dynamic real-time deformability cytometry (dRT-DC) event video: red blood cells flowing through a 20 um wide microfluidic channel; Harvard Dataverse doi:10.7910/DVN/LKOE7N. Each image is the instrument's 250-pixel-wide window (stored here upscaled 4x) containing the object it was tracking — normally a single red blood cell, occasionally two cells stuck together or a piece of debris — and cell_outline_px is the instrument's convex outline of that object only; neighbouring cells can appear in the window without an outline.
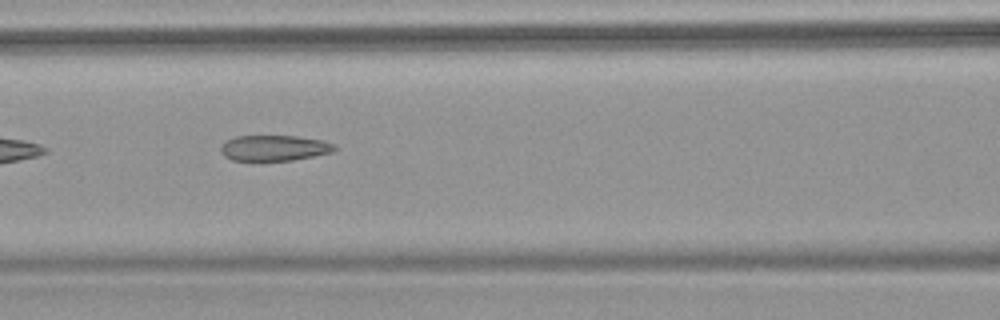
{"species": "common noctule bat (a hibernating species)", "species_latin": "Nyctalus noctula", "temperature_condition": "warm", "stored_images_in_passage": 7, "camera_frame_rate_fps": 3000, "um_per_image_px": 0.085, "animal": {"sex": "female", "body_mass_g": 18.4}, "frame": {"image": 1, "passage_image": 6, "time_ms": 7.0, "image_size_px": [1000, 320], "cell_outline_px": [[336, 148], [332, 152], [292, 160], [232, 160], [224, 156], [220, 152], [220, 144], [236, 136], [296, 136], [320, 140], [336, 144]], "centroid_in_image_um": [23.28, 12.57], "position_along_channel_um": 143.3, "area_um2": 16.88}}
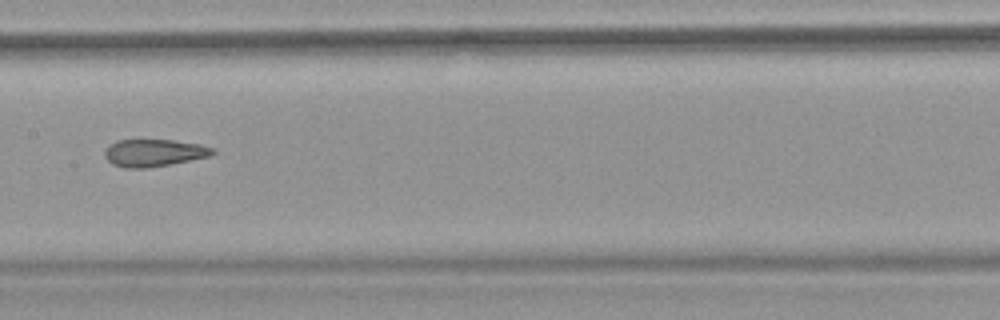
{"frame": {"image": 2, "passage_image": 7, "time_ms": 8.333, "image_size_px": [1000, 320], "cell_outline_px": [[216, 152], [208, 156], [168, 164], [144, 168], [124, 168], [112, 164], [104, 156], [104, 152], [116, 140], [172, 140], [200, 144], [212, 148]], "centroid_in_image_um": [13.05, 12.99], "position_along_channel_um": 194.3, "area_um2": 16.82}}